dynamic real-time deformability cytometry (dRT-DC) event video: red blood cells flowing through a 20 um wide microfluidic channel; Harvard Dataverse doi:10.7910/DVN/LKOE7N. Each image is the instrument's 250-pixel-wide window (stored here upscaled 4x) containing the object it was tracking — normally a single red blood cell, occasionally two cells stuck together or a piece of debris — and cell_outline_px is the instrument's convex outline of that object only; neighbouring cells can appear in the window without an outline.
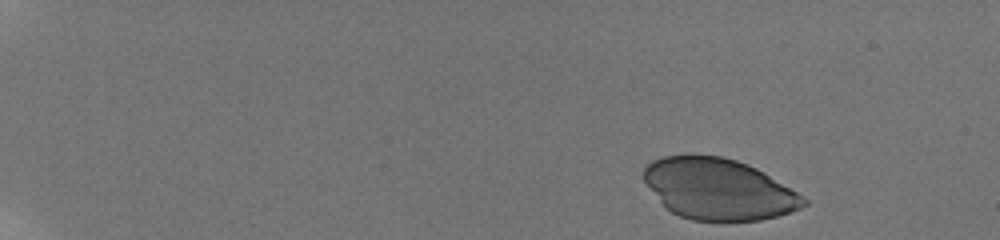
{"species": "human", "species_latin": "Homo sapiens", "temperature_condition": "room temperature", "stored_images_in_passage": 50, "camera_frame_rate_fps": 3000, "um_per_image_px": 0.085, "donor": {"sex": "male"}, "frame": {"image": 1, "passage_image": 1, "time_ms": 0.0, "image_size_px": [1000, 240], "cell_outline_px": [[808, 204], [800, 208], [776, 216], [760, 220], [720, 224], [692, 220], [680, 216], [672, 212], [660, 200], [644, 180], [644, 168], [652, 160], [664, 156], [692, 152], [720, 156], [736, 160], [748, 164], [764, 172], [804, 196], [808, 200]], "centroid_in_image_um": [61.08, 16.08], "position_along_channel_um": 23.9, "area_um2": 57.92}}